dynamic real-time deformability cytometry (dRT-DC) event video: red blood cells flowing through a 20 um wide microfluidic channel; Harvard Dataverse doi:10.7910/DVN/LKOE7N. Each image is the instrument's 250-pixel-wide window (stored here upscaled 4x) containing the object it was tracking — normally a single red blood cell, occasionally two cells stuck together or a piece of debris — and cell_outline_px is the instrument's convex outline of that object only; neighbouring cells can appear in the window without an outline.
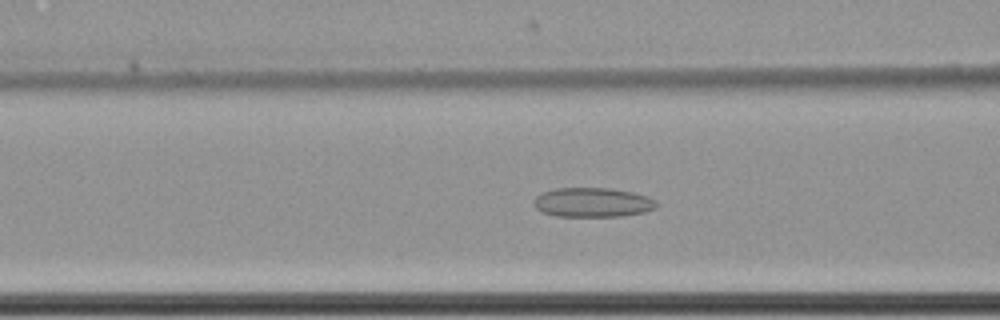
{"species": "common noctule bat (a hibernating species)", "species_latin": "Nyctalus noctula", "temperature_condition": "cold", "stored_images_in_passage": 54, "camera_frame_rate_fps": 3000, "um_per_image_px": 0.085, "animal": {"sex": "female", "body_mass_g": 22.7, "forearm_length_mm": 54.2}, "frame": {"image": 1, "passage_image": 19, "time_ms": 6.0, "image_size_px": [1000, 320], "cell_outline_px": [[656, 208], [644, 212], [620, 216], [556, 216], [544, 212], [536, 208], [532, 204], [536, 196], [544, 192], [556, 188], [612, 188], [632, 192], [648, 196], [656, 200]], "centroid_in_image_um": [50.38, 17.2], "position_along_channel_um": 116.2, "area_um2": 20.98}}
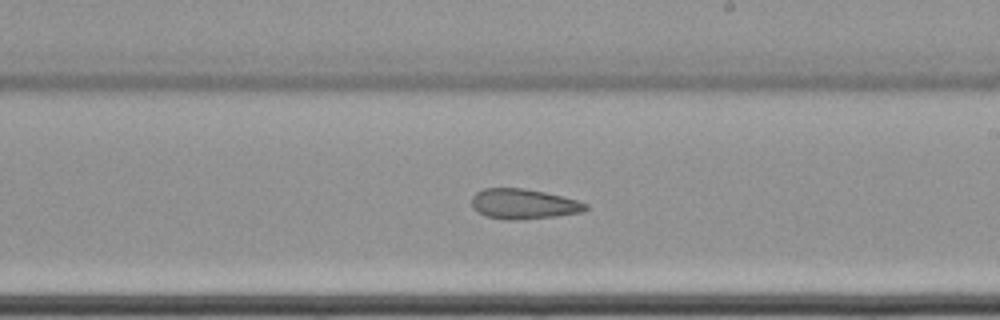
{"frame": {"image": 2, "passage_image": 30, "time_ms": 9.667, "image_size_px": [1000, 320], "cell_outline_px": [[588, 208], [584, 212], [556, 216], [516, 220], [508, 220], [488, 216], [472, 208], [472, 196], [476, 192], [484, 188], [524, 188], [544, 192], [576, 200], [588, 204]], "centroid_in_image_um": [44.51, 17.33], "position_along_channel_um": 244.5, "area_um2": 19.88}}
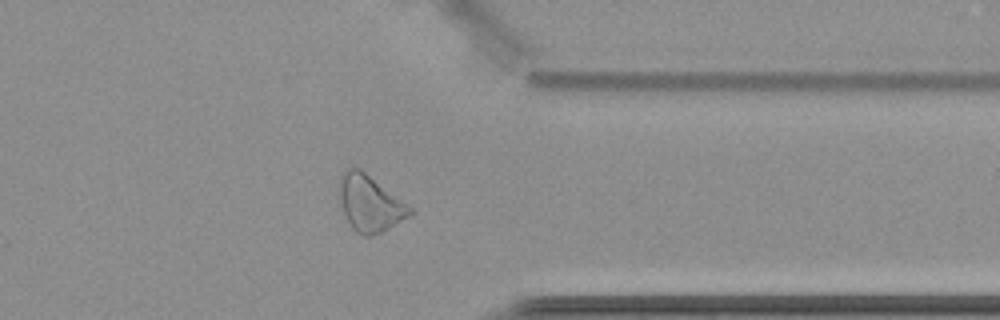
{"frame": {"image": 3, "passage_image": 42, "time_ms": 13.667, "image_size_px": [1000, 320], "cell_outline_px": [[412, 212], [408, 216], [388, 228], [372, 236], [364, 236], [356, 232], [352, 228], [344, 212], [340, 200], [340, 176], [348, 168], [360, 168], [412, 208]], "centroid_in_image_um": [31.42, 17.29], "position_along_channel_um": 380.0, "area_um2": 22.43}, "authors_computed_cell_mechanics": {"area_um2": 23.2645, "velocity_mm_per_s": 3.5013, "shape_relaxation_time_tau1_ms": null, "shape_relaxation_time_tau2_ms": 3.5457, "deformation_change_tau1": null, "deformation_change_tau2": 0.1135}}